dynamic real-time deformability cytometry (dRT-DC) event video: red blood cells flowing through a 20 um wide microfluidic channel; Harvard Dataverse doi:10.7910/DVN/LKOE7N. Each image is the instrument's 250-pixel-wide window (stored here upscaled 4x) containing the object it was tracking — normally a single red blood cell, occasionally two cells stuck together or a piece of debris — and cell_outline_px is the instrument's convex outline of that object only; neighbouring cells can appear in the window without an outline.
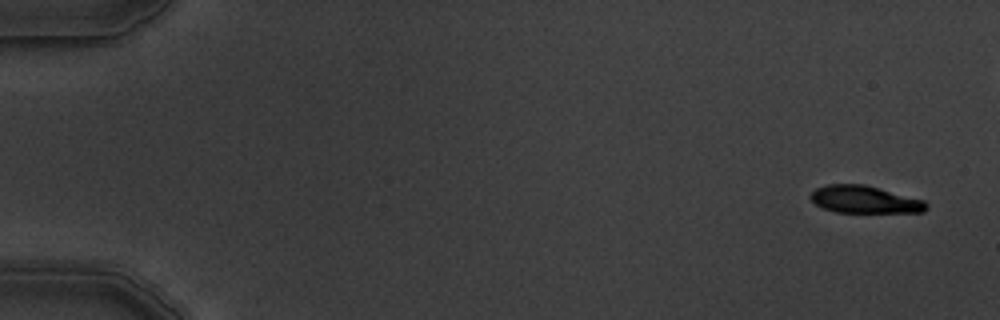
{"species": "common noctule bat (a hibernating species)", "species_latin": "Nyctalus noctula", "temperature_condition": "warm", "stored_images_in_passage": 6, "camera_frame_rate_fps": 3000, "um_per_image_px": 0.085, "animal": {"sex": "male", "body_mass_g": 19.5, "forearm_length_mm": 54.6}, "frame": {"image": 1, "passage_image": 1, "time_ms": 0.0, "image_size_px": [1000, 320], "cell_outline_px": [[928, 208], [924, 212], [836, 212], [824, 208], [816, 204], [808, 196], [816, 188], [828, 184], [864, 184], [924, 200], [928, 204]], "centroid_in_image_um": [73.5, 16.96], "position_along_channel_um": 11.5, "area_um2": 18.38}}